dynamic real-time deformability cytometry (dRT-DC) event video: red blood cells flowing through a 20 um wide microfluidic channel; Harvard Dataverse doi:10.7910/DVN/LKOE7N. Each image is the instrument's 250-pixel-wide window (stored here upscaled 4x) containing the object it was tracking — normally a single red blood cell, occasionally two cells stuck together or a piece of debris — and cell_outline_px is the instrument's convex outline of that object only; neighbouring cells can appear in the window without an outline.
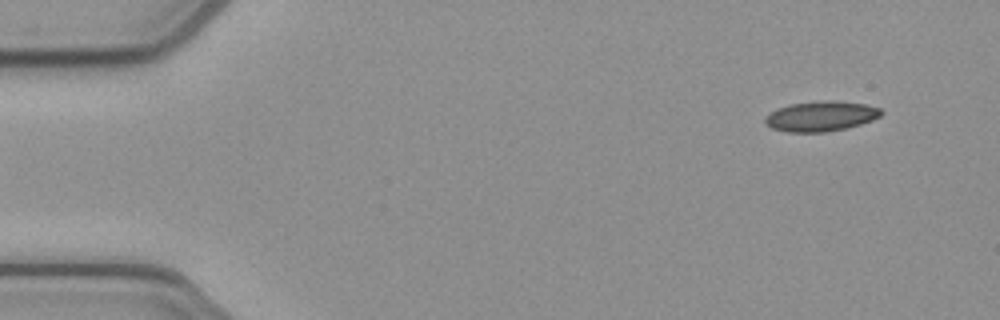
{"species": "common noctule bat (a hibernating species)", "species_latin": "Nyctalus noctula", "temperature_condition": "cold", "stored_images_in_passage": 49, "camera_frame_rate_fps": 3000, "um_per_image_px": 0.085, "animal": {"sex": "female", "body_mass_g": 21.9}, "frame": {"image": 1, "passage_image": 1, "time_ms": 0.0, "image_size_px": [1000, 320], "cell_outline_px": [[884, 112], [880, 116], [872, 120], [848, 128], [824, 132], [788, 132], [772, 128], [764, 120], [764, 116], [776, 108], [792, 104], [816, 100], [832, 100], [868, 104], [880, 108]], "centroid_in_image_um": [69.79, 9.86], "position_along_channel_um": 15.2, "area_um2": 20.58}}
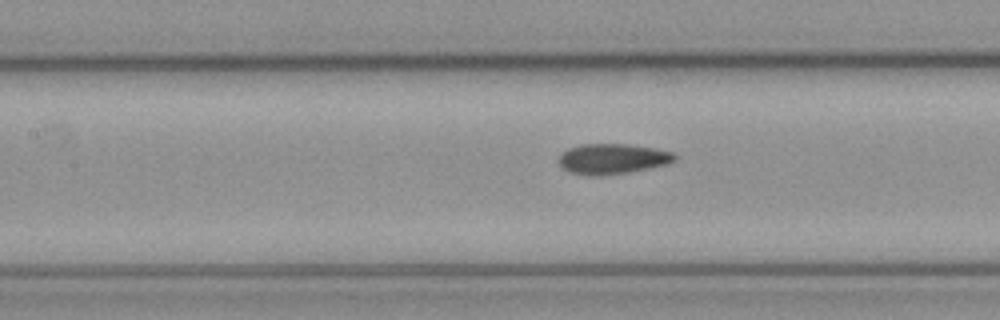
{"frame": {"image": 2, "passage_image": 20, "time_ms": 6.333, "image_size_px": [1000, 320], "cell_outline_px": [[676, 160], [664, 164], [648, 168], [628, 172], [600, 176], [588, 176], [568, 172], [560, 168], [556, 160], [568, 148], [580, 144], [628, 144], [656, 148], [672, 152], [676, 156]], "centroid_in_image_um": [51.99, 13.51], "position_along_channel_um": 155.4, "area_um2": 20.69}}
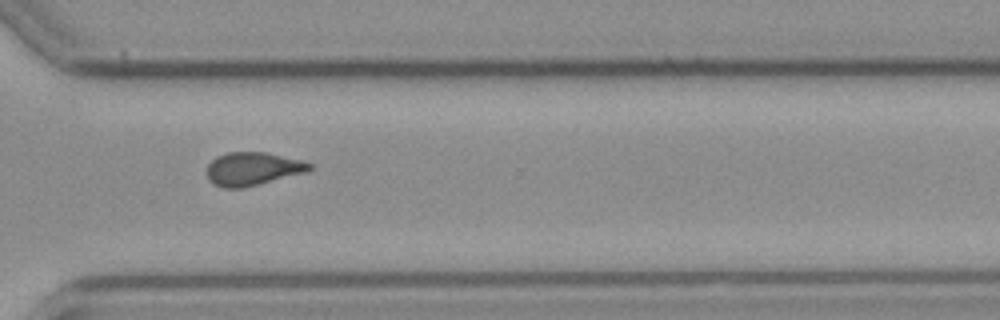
{"frame": {"image": 3, "passage_image": 35, "time_ms": 11.333, "image_size_px": [1000, 320], "cell_outline_px": [[312, 168], [308, 172], [244, 188], [224, 188], [212, 184], [208, 180], [208, 164], [216, 156], [228, 152], [264, 152], [300, 160], [312, 164]], "centroid_in_image_um": [21.47, 14.36], "position_along_channel_um": 349.1, "area_um2": 19.94}, "authors_computed_cell_mechanics": {"area_um2": 20.23, "velocity_mm_per_s": 3.8883, "shape_relaxation_time_tau1_ms": null, "shape_relaxation_time_tau2_ms": 3.6069, "deformation_change_tau1": null, "deformation_change_tau2": 0.1043}}